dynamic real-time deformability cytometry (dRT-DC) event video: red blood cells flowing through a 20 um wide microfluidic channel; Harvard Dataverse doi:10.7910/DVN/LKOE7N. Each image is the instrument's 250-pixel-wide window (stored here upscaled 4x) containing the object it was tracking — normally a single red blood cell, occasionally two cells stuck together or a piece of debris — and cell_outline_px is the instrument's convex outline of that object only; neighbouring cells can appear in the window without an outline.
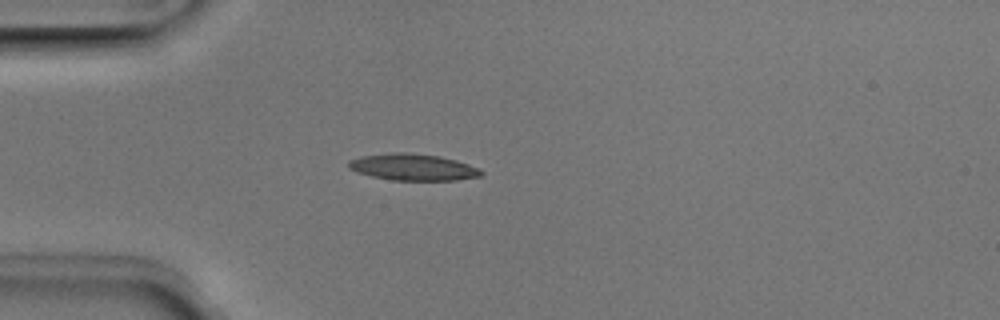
{"species": "Egyptian fruit bat (a non-hibernating species)", "species_latin": "Rousettus aegyptiacus", "temperature_condition": "room temperature", "stored_images_in_passage": 5, "camera_frame_rate_fps": 3000, "um_per_image_px": 0.085, "animal": {"sex": "male"}, "frame": {"image": 1, "passage_image": 4, "time_ms": 1.0, "image_size_px": [1000, 320], "cell_outline_px": [[484, 172], [480, 176], [456, 180], [392, 180], [372, 176], [356, 172], [348, 168], [348, 160], [360, 156], [392, 152], [404, 152], [440, 156], [456, 160], [480, 168]], "centroid_in_image_um": [35.08, 14.2], "position_along_channel_um": 49.9, "area_um2": 20.63}}